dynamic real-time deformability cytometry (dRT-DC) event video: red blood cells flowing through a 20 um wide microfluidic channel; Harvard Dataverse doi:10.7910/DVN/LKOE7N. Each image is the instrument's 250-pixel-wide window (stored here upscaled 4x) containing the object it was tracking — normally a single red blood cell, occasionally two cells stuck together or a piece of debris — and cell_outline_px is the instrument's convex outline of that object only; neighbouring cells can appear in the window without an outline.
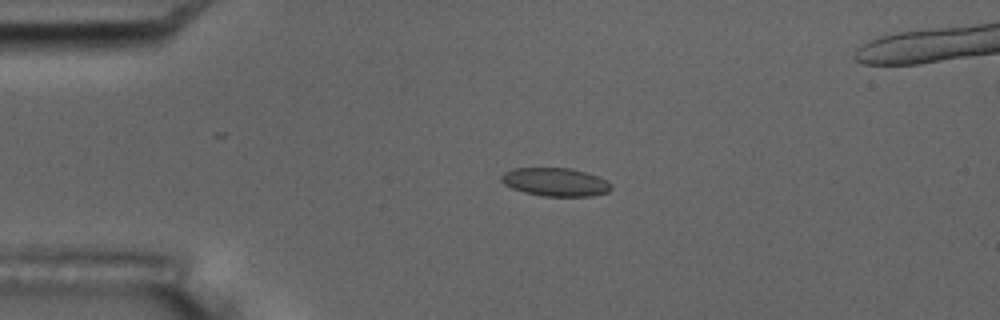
{"species": "common noctule bat (a hibernating species)", "species_latin": "Nyctalus noctula", "temperature_condition": "room temperature", "stored_images_in_passage": 5, "camera_frame_rate_fps": 3000, "um_per_image_px": 0.085, "animal": {"sex": "male", "body_mass_g": 17.5, "forearm_length_mm": 52.3}, "frame": {"image": 1, "passage_image": 4, "time_ms": 4.0, "image_size_px": [1000, 320], "cell_outline_px": [[612, 188], [608, 192], [592, 196], [544, 196], [524, 192], [512, 188], [504, 184], [500, 180], [500, 176], [504, 172], [512, 168], [568, 168], [584, 172], [596, 176], [612, 184]], "centroid_in_image_um": [47.17, 15.47], "position_along_channel_um": 37.8, "area_um2": 18.03}}